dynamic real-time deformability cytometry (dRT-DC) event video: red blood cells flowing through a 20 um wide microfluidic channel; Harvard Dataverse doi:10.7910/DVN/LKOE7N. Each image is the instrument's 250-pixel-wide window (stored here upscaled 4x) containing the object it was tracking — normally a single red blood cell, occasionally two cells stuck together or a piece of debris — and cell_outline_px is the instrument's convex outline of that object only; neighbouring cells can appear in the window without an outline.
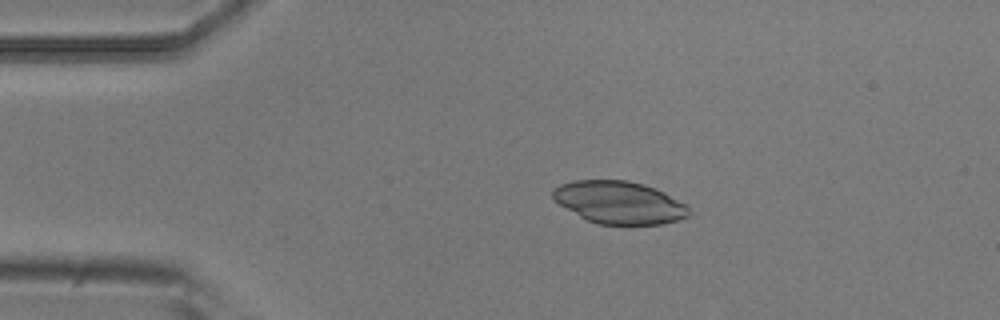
{"species": "common noctule bat (a hibernating species)", "species_latin": "Nyctalus noctula", "temperature_condition": "room temperature", "stored_images_in_passage": 4, "camera_frame_rate_fps": 3000, "um_per_image_px": 0.085, "animal": {"sex": "male", "body_mass_g": 20.5, "forearm_length_mm": 52.5}, "frame": {"image": 1, "passage_image": 3, "time_ms": 0.667, "image_size_px": [1000, 320], "cell_outline_px": [[692, 212], [688, 216], [676, 220], [660, 224], [596, 224], [580, 216], [560, 204], [552, 196], [552, 192], [560, 184], [572, 180], [628, 180], [644, 184], [664, 192], [684, 204]], "centroid_in_image_um": [52.63, 17.2], "position_along_channel_um": 32.4, "area_um2": 33.35}}